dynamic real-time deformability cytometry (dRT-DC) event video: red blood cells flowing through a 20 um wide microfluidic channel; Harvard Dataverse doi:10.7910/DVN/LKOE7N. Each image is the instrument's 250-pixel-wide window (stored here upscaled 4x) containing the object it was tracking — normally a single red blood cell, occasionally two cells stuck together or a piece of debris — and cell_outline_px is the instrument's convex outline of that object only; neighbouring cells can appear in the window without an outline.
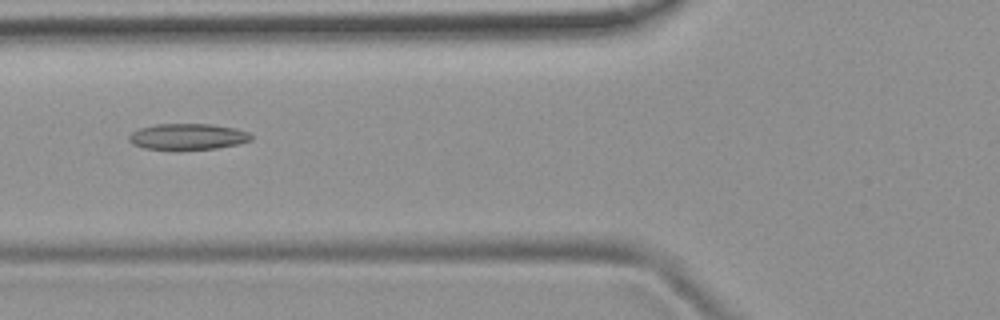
{"species": "common noctule bat (a hibernating species)", "species_latin": "Nyctalus noctula", "temperature_condition": "room temperature", "stored_images_in_passage": 6, "camera_frame_rate_fps": 3000, "um_per_image_px": 0.085, "animal": {"sex": "female", "body_mass_g": 19.9}, "frame": {"image": 1, "passage_image": 6, "time_ms": 5.667, "image_size_px": [1000, 320], "cell_outline_px": [[252, 140], [240, 144], [216, 148], [176, 152], [144, 148], [132, 144], [128, 140], [128, 136], [132, 132], [140, 128], [156, 124], [212, 124], [236, 128], [248, 132], [252, 136]], "centroid_in_image_um": [15.94, 11.65], "position_along_channel_um": 109.9, "area_um2": 19.31}}